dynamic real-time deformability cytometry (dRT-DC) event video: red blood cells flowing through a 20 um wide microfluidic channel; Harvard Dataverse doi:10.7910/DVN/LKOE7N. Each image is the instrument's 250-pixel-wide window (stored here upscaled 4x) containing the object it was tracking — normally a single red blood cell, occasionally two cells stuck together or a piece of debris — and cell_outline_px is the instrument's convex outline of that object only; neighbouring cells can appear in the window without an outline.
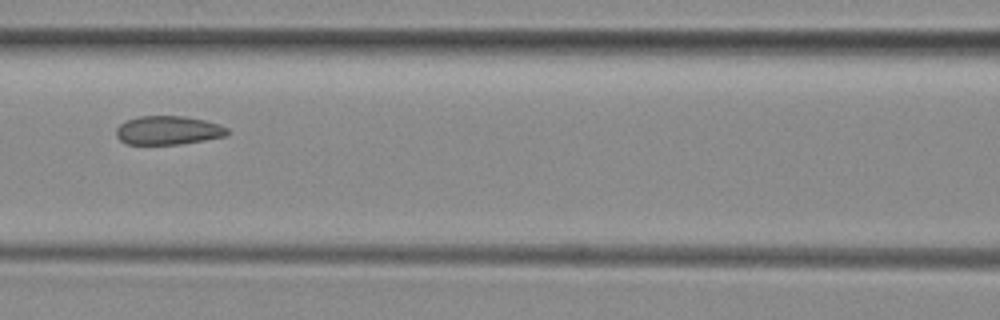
{"species": "common noctule bat (a hibernating species)", "species_latin": "Nyctalus noctula", "temperature_condition": "room temperature", "stored_images_in_passage": 7, "camera_frame_rate_fps": 3000, "um_per_image_px": 0.085, "animal": {"sex": "female", "body_mass_g": 29.2, "forearm_length_mm": 56.3}, "frame": {"image": 1, "passage_image": 3, "time_ms": 3.333, "image_size_px": [1000, 320], "cell_outline_px": [[228, 132], [224, 136], [204, 140], [180, 144], [128, 144], [120, 140], [116, 136], [116, 128], [120, 124], [128, 120], [140, 116], [184, 116], [204, 120], [220, 124], [228, 128]], "centroid_in_image_um": [14.29, 11.07], "position_along_channel_um": 152.3, "area_um2": 18.5}}
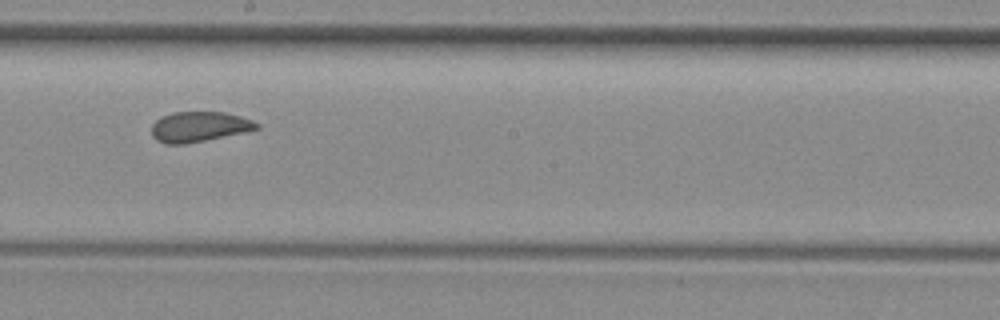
{"frame": {"image": 2, "passage_image": 5, "time_ms": 5.333, "image_size_px": [1000, 320], "cell_outline_px": [[260, 128], [244, 132], [184, 144], [164, 144], [156, 140], [152, 136], [152, 124], [156, 120], [172, 112], [224, 112], [240, 116], [252, 120], [260, 124]], "centroid_in_image_um": [16.92, 10.77], "position_along_channel_um": 231.3, "area_um2": 18.38}}
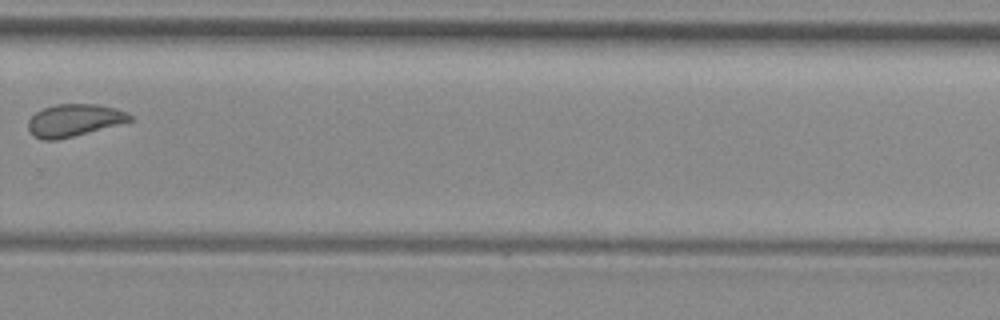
{"frame": {"image": 3, "passage_image": 7, "time_ms": 7.667, "image_size_px": [1000, 320], "cell_outline_px": [[132, 120], [72, 136], [56, 140], [44, 140], [36, 136], [28, 128], [28, 120], [36, 112], [44, 108], [56, 104], [96, 104], [116, 108], [132, 116]], "centroid_in_image_um": [6.27, 10.2], "position_along_channel_um": 323.5, "area_um2": 18.61}}